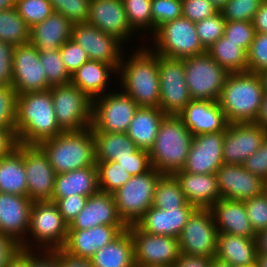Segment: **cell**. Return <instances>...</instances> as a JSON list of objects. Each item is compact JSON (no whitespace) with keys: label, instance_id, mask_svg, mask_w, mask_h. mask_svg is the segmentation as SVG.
Wrapping results in <instances>:
<instances>
[{"label":"cell","instance_id":"1","mask_svg":"<svg viewBox=\"0 0 267 267\" xmlns=\"http://www.w3.org/2000/svg\"><path fill=\"white\" fill-rule=\"evenodd\" d=\"M15 132L18 143L24 145H39L63 132L49 89L17 95Z\"/></svg>","mask_w":267,"mask_h":267},{"label":"cell","instance_id":"2","mask_svg":"<svg viewBox=\"0 0 267 267\" xmlns=\"http://www.w3.org/2000/svg\"><path fill=\"white\" fill-rule=\"evenodd\" d=\"M153 49L142 48L125 61L123 56L116 73H120L123 92L138 106L159 107V55Z\"/></svg>","mask_w":267,"mask_h":267},{"label":"cell","instance_id":"3","mask_svg":"<svg viewBox=\"0 0 267 267\" xmlns=\"http://www.w3.org/2000/svg\"><path fill=\"white\" fill-rule=\"evenodd\" d=\"M264 95L258 73H230L218 100L228 123L256 122Z\"/></svg>","mask_w":267,"mask_h":267},{"label":"cell","instance_id":"4","mask_svg":"<svg viewBox=\"0 0 267 267\" xmlns=\"http://www.w3.org/2000/svg\"><path fill=\"white\" fill-rule=\"evenodd\" d=\"M48 157L56 174L97 165L96 142L91 127L63 131L38 145Z\"/></svg>","mask_w":267,"mask_h":267},{"label":"cell","instance_id":"5","mask_svg":"<svg viewBox=\"0 0 267 267\" xmlns=\"http://www.w3.org/2000/svg\"><path fill=\"white\" fill-rule=\"evenodd\" d=\"M193 135L178 115H166L159 126L153 147L149 150L151 167L161 174L183 169Z\"/></svg>","mask_w":267,"mask_h":267},{"label":"cell","instance_id":"6","mask_svg":"<svg viewBox=\"0 0 267 267\" xmlns=\"http://www.w3.org/2000/svg\"><path fill=\"white\" fill-rule=\"evenodd\" d=\"M161 175L151 168L144 174L132 176L113 193L119 216L127 226L136 224L152 207L155 187Z\"/></svg>","mask_w":267,"mask_h":267},{"label":"cell","instance_id":"7","mask_svg":"<svg viewBox=\"0 0 267 267\" xmlns=\"http://www.w3.org/2000/svg\"><path fill=\"white\" fill-rule=\"evenodd\" d=\"M185 79L192 100L218 101L229 72L205 52L183 58Z\"/></svg>","mask_w":267,"mask_h":267},{"label":"cell","instance_id":"8","mask_svg":"<svg viewBox=\"0 0 267 267\" xmlns=\"http://www.w3.org/2000/svg\"><path fill=\"white\" fill-rule=\"evenodd\" d=\"M56 121L63 131H80L91 127L93 101L71 82L49 88Z\"/></svg>","mask_w":267,"mask_h":267},{"label":"cell","instance_id":"9","mask_svg":"<svg viewBox=\"0 0 267 267\" xmlns=\"http://www.w3.org/2000/svg\"><path fill=\"white\" fill-rule=\"evenodd\" d=\"M153 40L155 53L164 57L183 59L207 52L199 40L195 23L183 16L161 25L153 34Z\"/></svg>","mask_w":267,"mask_h":267},{"label":"cell","instance_id":"10","mask_svg":"<svg viewBox=\"0 0 267 267\" xmlns=\"http://www.w3.org/2000/svg\"><path fill=\"white\" fill-rule=\"evenodd\" d=\"M138 107L123 91L106 92L93 100L92 132L126 133Z\"/></svg>","mask_w":267,"mask_h":267},{"label":"cell","instance_id":"11","mask_svg":"<svg viewBox=\"0 0 267 267\" xmlns=\"http://www.w3.org/2000/svg\"><path fill=\"white\" fill-rule=\"evenodd\" d=\"M69 226L59 212L58 206L51 201L33 202L30 210L28 233L39 246V250L54 251L64 246ZM35 239V240H34ZM39 243V244H36Z\"/></svg>","mask_w":267,"mask_h":267},{"label":"cell","instance_id":"12","mask_svg":"<svg viewBox=\"0 0 267 267\" xmlns=\"http://www.w3.org/2000/svg\"><path fill=\"white\" fill-rule=\"evenodd\" d=\"M217 238L218 230L211 208H196L178 237L180 253L213 258Z\"/></svg>","mask_w":267,"mask_h":267},{"label":"cell","instance_id":"13","mask_svg":"<svg viewBox=\"0 0 267 267\" xmlns=\"http://www.w3.org/2000/svg\"><path fill=\"white\" fill-rule=\"evenodd\" d=\"M159 108L166 115H178L191 101L183 59L159 55Z\"/></svg>","mask_w":267,"mask_h":267},{"label":"cell","instance_id":"14","mask_svg":"<svg viewBox=\"0 0 267 267\" xmlns=\"http://www.w3.org/2000/svg\"><path fill=\"white\" fill-rule=\"evenodd\" d=\"M128 230L133 242L135 266L174 265L180 256L178 238L173 236L151 235L142 231L136 224Z\"/></svg>","mask_w":267,"mask_h":267},{"label":"cell","instance_id":"15","mask_svg":"<svg viewBox=\"0 0 267 267\" xmlns=\"http://www.w3.org/2000/svg\"><path fill=\"white\" fill-rule=\"evenodd\" d=\"M71 39L86 51L89 60L103 62L119 70L123 59L120 44L123 42L117 37L84 22L73 24Z\"/></svg>","mask_w":267,"mask_h":267},{"label":"cell","instance_id":"16","mask_svg":"<svg viewBox=\"0 0 267 267\" xmlns=\"http://www.w3.org/2000/svg\"><path fill=\"white\" fill-rule=\"evenodd\" d=\"M12 87L17 95L50 88L39 51L31 43L14 47Z\"/></svg>","mask_w":267,"mask_h":267},{"label":"cell","instance_id":"17","mask_svg":"<svg viewBox=\"0 0 267 267\" xmlns=\"http://www.w3.org/2000/svg\"><path fill=\"white\" fill-rule=\"evenodd\" d=\"M24 166L29 199L32 202L51 201L56 173L38 145H24Z\"/></svg>","mask_w":267,"mask_h":267},{"label":"cell","instance_id":"18","mask_svg":"<svg viewBox=\"0 0 267 267\" xmlns=\"http://www.w3.org/2000/svg\"><path fill=\"white\" fill-rule=\"evenodd\" d=\"M267 136V131L255 122L229 123L223 143V162L242 165L256 152Z\"/></svg>","mask_w":267,"mask_h":267},{"label":"cell","instance_id":"19","mask_svg":"<svg viewBox=\"0 0 267 267\" xmlns=\"http://www.w3.org/2000/svg\"><path fill=\"white\" fill-rule=\"evenodd\" d=\"M32 204L28 196L0 192V233L16 240L22 250L28 251L36 250L26 239Z\"/></svg>","mask_w":267,"mask_h":267},{"label":"cell","instance_id":"20","mask_svg":"<svg viewBox=\"0 0 267 267\" xmlns=\"http://www.w3.org/2000/svg\"><path fill=\"white\" fill-rule=\"evenodd\" d=\"M215 174L223 199L244 202L267 190V182L247 171L242 165L223 163Z\"/></svg>","mask_w":267,"mask_h":267},{"label":"cell","instance_id":"21","mask_svg":"<svg viewBox=\"0 0 267 267\" xmlns=\"http://www.w3.org/2000/svg\"><path fill=\"white\" fill-rule=\"evenodd\" d=\"M225 131L193 136L183 171L193 174H215L223 162Z\"/></svg>","mask_w":267,"mask_h":267},{"label":"cell","instance_id":"22","mask_svg":"<svg viewBox=\"0 0 267 267\" xmlns=\"http://www.w3.org/2000/svg\"><path fill=\"white\" fill-rule=\"evenodd\" d=\"M127 228L128 226L98 225L84 230H68L62 250L71 256L90 260L98 250Z\"/></svg>","mask_w":267,"mask_h":267},{"label":"cell","instance_id":"23","mask_svg":"<svg viewBox=\"0 0 267 267\" xmlns=\"http://www.w3.org/2000/svg\"><path fill=\"white\" fill-rule=\"evenodd\" d=\"M98 225L127 226L119 216L113 194L100 190L88 197L85 207L68 230H84Z\"/></svg>","mask_w":267,"mask_h":267},{"label":"cell","instance_id":"24","mask_svg":"<svg viewBox=\"0 0 267 267\" xmlns=\"http://www.w3.org/2000/svg\"><path fill=\"white\" fill-rule=\"evenodd\" d=\"M178 116L193 136L225 131L229 124L218 101L192 100Z\"/></svg>","mask_w":267,"mask_h":267},{"label":"cell","instance_id":"25","mask_svg":"<svg viewBox=\"0 0 267 267\" xmlns=\"http://www.w3.org/2000/svg\"><path fill=\"white\" fill-rule=\"evenodd\" d=\"M87 22L124 43L134 32L129 26L122 0H90Z\"/></svg>","mask_w":267,"mask_h":267},{"label":"cell","instance_id":"26","mask_svg":"<svg viewBox=\"0 0 267 267\" xmlns=\"http://www.w3.org/2000/svg\"><path fill=\"white\" fill-rule=\"evenodd\" d=\"M196 209L191 203L183 208L160 209L150 207L136 225L151 235L173 236L178 238L183 227Z\"/></svg>","mask_w":267,"mask_h":267},{"label":"cell","instance_id":"27","mask_svg":"<svg viewBox=\"0 0 267 267\" xmlns=\"http://www.w3.org/2000/svg\"><path fill=\"white\" fill-rule=\"evenodd\" d=\"M173 175L178 180L186 201L196 208H211L221 199L216 174H193L180 170Z\"/></svg>","mask_w":267,"mask_h":267},{"label":"cell","instance_id":"28","mask_svg":"<svg viewBox=\"0 0 267 267\" xmlns=\"http://www.w3.org/2000/svg\"><path fill=\"white\" fill-rule=\"evenodd\" d=\"M73 23L54 11L44 21L30 28L29 43L38 51H54L71 38Z\"/></svg>","mask_w":267,"mask_h":267},{"label":"cell","instance_id":"29","mask_svg":"<svg viewBox=\"0 0 267 267\" xmlns=\"http://www.w3.org/2000/svg\"><path fill=\"white\" fill-rule=\"evenodd\" d=\"M211 210L218 232L256 238L244 202L221 198Z\"/></svg>","mask_w":267,"mask_h":267},{"label":"cell","instance_id":"30","mask_svg":"<svg viewBox=\"0 0 267 267\" xmlns=\"http://www.w3.org/2000/svg\"><path fill=\"white\" fill-rule=\"evenodd\" d=\"M99 190L97 165L76 169L55 175L51 202L55 203L57 200L71 195L89 197Z\"/></svg>","mask_w":267,"mask_h":267},{"label":"cell","instance_id":"31","mask_svg":"<svg viewBox=\"0 0 267 267\" xmlns=\"http://www.w3.org/2000/svg\"><path fill=\"white\" fill-rule=\"evenodd\" d=\"M257 255L256 238L218 232L216 258L237 267L256 265Z\"/></svg>","mask_w":267,"mask_h":267},{"label":"cell","instance_id":"32","mask_svg":"<svg viewBox=\"0 0 267 267\" xmlns=\"http://www.w3.org/2000/svg\"><path fill=\"white\" fill-rule=\"evenodd\" d=\"M166 114L159 107L139 106L126 132L139 149L149 151Z\"/></svg>","mask_w":267,"mask_h":267},{"label":"cell","instance_id":"33","mask_svg":"<svg viewBox=\"0 0 267 267\" xmlns=\"http://www.w3.org/2000/svg\"><path fill=\"white\" fill-rule=\"evenodd\" d=\"M114 71L117 72L112 65L88 60L71 75V83L93 101L105 94L110 72L115 73Z\"/></svg>","mask_w":267,"mask_h":267},{"label":"cell","instance_id":"34","mask_svg":"<svg viewBox=\"0 0 267 267\" xmlns=\"http://www.w3.org/2000/svg\"><path fill=\"white\" fill-rule=\"evenodd\" d=\"M0 192L27 196V179L24 166V144L0 159Z\"/></svg>","mask_w":267,"mask_h":267},{"label":"cell","instance_id":"35","mask_svg":"<svg viewBox=\"0 0 267 267\" xmlns=\"http://www.w3.org/2000/svg\"><path fill=\"white\" fill-rule=\"evenodd\" d=\"M90 260L93 267H136L128 228L98 250Z\"/></svg>","mask_w":267,"mask_h":267},{"label":"cell","instance_id":"36","mask_svg":"<svg viewBox=\"0 0 267 267\" xmlns=\"http://www.w3.org/2000/svg\"><path fill=\"white\" fill-rule=\"evenodd\" d=\"M96 142L97 161H117L132 157L138 147L126 133L93 132Z\"/></svg>","mask_w":267,"mask_h":267},{"label":"cell","instance_id":"37","mask_svg":"<svg viewBox=\"0 0 267 267\" xmlns=\"http://www.w3.org/2000/svg\"><path fill=\"white\" fill-rule=\"evenodd\" d=\"M207 53L229 73L248 71L247 53L224 36L211 45Z\"/></svg>","mask_w":267,"mask_h":267},{"label":"cell","instance_id":"38","mask_svg":"<svg viewBox=\"0 0 267 267\" xmlns=\"http://www.w3.org/2000/svg\"><path fill=\"white\" fill-rule=\"evenodd\" d=\"M187 203L176 177L172 174H162L155 187L152 206L168 210L183 208Z\"/></svg>","mask_w":267,"mask_h":267},{"label":"cell","instance_id":"39","mask_svg":"<svg viewBox=\"0 0 267 267\" xmlns=\"http://www.w3.org/2000/svg\"><path fill=\"white\" fill-rule=\"evenodd\" d=\"M30 27L15 8L0 11V41L15 46L28 44Z\"/></svg>","mask_w":267,"mask_h":267},{"label":"cell","instance_id":"40","mask_svg":"<svg viewBox=\"0 0 267 267\" xmlns=\"http://www.w3.org/2000/svg\"><path fill=\"white\" fill-rule=\"evenodd\" d=\"M100 191L114 193L122 187L132 175L116 161H97Z\"/></svg>","mask_w":267,"mask_h":267},{"label":"cell","instance_id":"41","mask_svg":"<svg viewBox=\"0 0 267 267\" xmlns=\"http://www.w3.org/2000/svg\"><path fill=\"white\" fill-rule=\"evenodd\" d=\"M39 58L49 87L71 82V75L64 65L59 49L45 52L39 51Z\"/></svg>","mask_w":267,"mask_h":267},{"label":"cell","instance_id":"42","mask_svg":"<svg viewBox=\"0 0 267 267\" xmlns=\"http://www.w3.org/2000/svg\"><path fill=\"white\" fill-rule=\"evenodd\" d=\"M129 26L134 31L139 28L147 31L149 28L153 35V20L151 12L152 0H122Z\"/></svg>","mask_w":267,"mask_h":267},{"label":"cell","instance_id":"43","mask_svg":"<svg viewBox=\"0 0 267 267\" xmlns=\"http://www.w3.org/2000/svg\"><path fill=\"white\" fill-rule=\"evenodd\" d=\"M15 9L30 28L54 12L49 0H16Z\"/></svg>","mask_w":267,"mask_h":267},{"label":"cell","instance_id":"44","mask_svg":"<svg viewBox=\"0 0 267 267\" xmlns=\"http://www.w3.org/2000/svg\"><path fill=\"white\" fill-rule=\"evenodd\" d=\"M226 22L222 13L218 11L216 14L195 23L199 40L206 50L224 35Z\"/></svg>","mask_w":267,"mask_h":267},{"label":"cell","instance_id":"45","mask_svg":"<svg viewBox=\"0 0 267 267\" xmlns=\"http://www.w3.org/2000/svg\"><path fill=\"white\" fill-rule=\"evenodd\" d=\"M264 0H228L220 10L226 21H250Z\"/></svg>","mask_w":267,"mask_h":267},{"label":"cell","instance_id":"46","mask_svg":"<svg viewBox=\"0 0 267 267\" xmlns=\"http://www.w3.org/2000/svg\"><path fill=\"white\" fill-rule=\"evenodd\" d=\"M153 34L164 23L182 16V0H152Z\"/></svg>","mask_w":267,"mask_h":267},{"label":"cell","instance_id":"47","mask_svg":"<svg viewBox=\"0 0 267 267\" xmlns=\"http://www.w3.org/2000/svg\"><path fill=\"white\" fill-rule=\"evenodd\" d=\"M53 11L61 13L73 24L84 23L89 19L90 0H49Z\"/></svg>","mask_w":267,"mask_h":267},{"label":"cell","instance_id":"48","mask_svg":"<svg viewBox=\"0 0 267 267\" xmlns=\"http://www.w3.org/2000/svg\"><path fill=\"white\" fill-rule=\"evenodd\" d=\"M255 34V29L250 21H227L223 36L236 43L247 53Z\"/></svg>","mask_w":267,"mask_h":267},{"label":"cell","instance_id":"49","mask_svg":"<svg viewBox=\"0 0 267 267\" xmlns=\"http://www.w3.org/2000/svg\"><path fill=\"white\" fill-rule=\"evenodd\" d=\"M244 205L254 232L257 234L259 231L267 229V190L244 201Z\"/></svg>","mask_w":267,"mask_h":267},{"label":"cell","instance_id":"50","mask_svg":"<svg viewBox=\"0 0 267 267\" xmlns=\"http://www.w3.org/2000/svg\"><path fill=\"white\" fill-rule=\"evenodd\" d=\"M248 71L259 73L267 70V33H256L247 52Z\"/></svg>","mask_w":267,"mask_h":267},{"label":"cell","instance_id":"51","mask_svg":"<svg viewBox=\"0 0 267 267\" xmlns=\"http://www.w3.org/2000/svg\"><path fill=\"white\" fill-rule=\"evenodd\" d=\"M16 99L12 86H0V128L15 127Z\"/></svg>","mask_w":267,"mask_h":267},{"label":"cell","instance_id":"52","mask_svg":"<svg viewBox=\"0 0 267 267\" xmlns=\"http://www.w3.org/2000/svg\"><path fill=\"white\" fill-rule=\"evenodd\" d=\"M59 50L64 65L70 75L89 60L86 51L71 38Z\"/></svg>","mask_w":267,"mask_h":267},{"label":"cell","instance_id":"53","mask_svg":"<svg viewBox=\"0 0 267 267\" xmlns=\"http://www.w3.org/2000/svg\"><path fill=\"white\" fill-rule=\"evenodd\" d=\"M218 12L209 0H182V16L196 23Z\"/></svg>","mask_w":267,"mask_h":267},{"label":"cell","instance_id":"54","mask_svg":"<svg viewBox=\"0 0 267 267\" xmlns=\"http://www.w3.org/2000/svg\"><path fill=\"white\" fill-rule=\"evenodd\" d=\"M116 162L132 176L144 174L152 168L149 151L139 148L132 153V157L118 158Z\"/></svg>","mask_w":267,"mask_h":267},{"label":"cell","instance_id":"55","mask_svg":"<svg viewBox=\"0 0 267 267\" xmlns=\"http://www.w3.org/2000/svg\"><path fill=\"white\" fill-rule=\"evenodd\" d=\"M242 166L253 175L267 182V136L259 149L248 157Z\"/></svg>","mask_w":267,"mask_h":267},{"label":"cell","instance_id":"56","mask_svg":"<svg viewBox=\"0 0 267 267\" xmlns=\"http://www.w3.org/2000/svg\"><path fill=\"white\" fill-rule=\"evenodd\" d=\"M87 199L88 197L85 196L71 195L69 197L61 198L55 202L59 208V212L68 226L85 207Z\"/></svg>","mask_w":267,"mask_h":267},{"label":"cell","instance_id":"57","mask_svg":"<svg viewBox=\"0 0 267 267\" xmlns=\"http://www.w3.org/2000/svg\"><path fill=\"white\" fill-rule=\"evenodd\" d=\"M14 46L0 41V86H12Z\"/></svg>","mask_w":267,"mask_h":267},{"label":"cell","instance_id":"58","mask_svg":"<svg viewBox=\"0 0 267 267\" xmlns=\"http://www.w3.org/2000/svg\"><path fill=\"white\" fill-rule=\"evenodd\" d=\"M21 250L16 240L0 233V267H7Z\"/></svg>","mask_w":267,"mask_h":267},{"label":"cell","instance_id":"59","mask_svg":"<svg viewBox=\"0 0 267 267\" xmlns=\"http://www.w3.org/2000/svg\"><path fill=\"white\" fill-rule=\"evenodd\" d=\"M18 145L15 127L0 128V159L10 155Z\"/></svg>","mask_w":267,"mask_h":267},{"label":"cell","instance_id":"60","mask_svg":"<svg viewBox=\"0 0 267 267\" xmlns=\"http://www.w3.org/2000/svg\"><path fill=\"white\" fill-rule=\"evenodd\" d=\"M33 253L30 251V267H61V259L53 251L42 250V255Z\"/></svg>","mask_w":267,"mask_h":267},{"label":"cell","instance_id":"61","mask_svg":"<svg viewBox=\"0 0 267 267\" xmlns=\"http://www.w3.org/2000/svg\"><path fill=\"white\" fill-rule=\"evenodd\" d=\"M213 258L180 254L174 267H210Z\"/></svg>","mask_w":267,"mask_h":267},{"label":"cell","instance_id":"62","mask_svg":"<svg viewBox=\"0 0 267 267\" xmlns=\"http://www.w3.org/2000/svg\"><path fill=\"white\" fill-rule=\"evenodd\" d=\"M53 252L61 259V267H93L89 259L71 256L62 249L54 250Z\"/></svg>","mask_w":267,"mask_h":267},{"label":"cell","instance_id":"63","mask_svg":"<svg viewBox=\"0 0 267 267\" xmlns=\"http://www.w3.org/2000/svg\"><path fill=\"white\" fill-rule=\"evenodd\" d=\"M256 33H267V0H264L252 20Z\"/></svg>","mask_w":267,"mask_h":267},{"label":"cell","instance_id":"64","mask_svg":"<svg viewBox=\"0 0 267 267\" xmlns=\"http://www.w3.org/2000/svg\"><path fill=\"white\" fill-rule=\"evenodd\" d=\"M7 267H30V251L21 250Z\"/></svg>","mask_w":267,"mask_h":267},{"label":"cell","instance_id":"65","mask_svg":"<svg viewBox=\"0 0 267 267\" xmlns=\"http://www.w3.org/2000/svg\"><path fill=\"white\" fill-rule=\"evenodd\" d=\"M255 123L267 131V93L263 95L260 112Z\"/></svg>","mask_w":267,"mask_h":267},{"label":"cell","instance_id":"66","mask_svg":"<svg viewBox=\"0 0 267 267\" xmlns=\"http://www.w3.org/2000/svg\"><path fill=\"white\" fill-rule=\"evenodd\" d=\"M258 254L267 255V229H263L256 234Z\"/></svg>","mask_w":267,"mask_h":267},{"label":"cell","instance_id":"67","mask_svg":"<svg viewBox=\"0 0 267 267\" xmlns=\"http://www.w3.org/2000/svg\"><path fill=\"white\" fill-rule=\"evenodd\" d=\"M16 6V0H0V11L13 9Z\"/></svg>","mask_w":267,"mask_h":267},{"label":"cell","instance_id":"68","mask_svg":"<svg viewBox=\"0 0 267 267\" xmlns=\"http://www.w3.org/2000/svg\"><path fill=\"white\" fill-rule=\"evenodd\" d=\"M210 267H233L230 263L222 261L216 257H213Z\"/></svg>","mask_w":267,"mask_h":267},{"label":"cell","instance_id":"69","mask_svg":"<svg viewBox=\"0 0 267 267\" xmlns=\"http://www.w3.org/2000/svg\"><path fill=\"white\" fill-rule=\"evenodd\" d=\"M256 267H267V255L266 254L257 255Z\"/></svg>","mask_w":267,"mask_h":267},{"label":"cell","instance_id":"70","mask_svg":"<svg viewBox=\"0 0 267 267\" xmlns=\"http://www.w3.org/2000/svg\"><path fill=\"white\" fill-rule=\"evenodd\" d=\"M258 75L262 82L263 91L267 93V70L259 72Z\"/></svg>","mask_w":267,"mask_h":267},{"label":"cell","instance_id":"71","mask_svg":"<svg viewBox=\"0 0 267 267\" xmlns=\"http://www.w3.org/2000/svg\"><path fill=\"white\" fill-rule=\"evenodd\" d=\"M220 11L228 0H209Z\"/></svg>","mask_w":267,"mask_h":267},{"label":"cell","instance_id":"72","mask_svg":"<svg viewBox=\"0 0 267 267\" xmlns=\"http://www.w3.org/2000/svg\"><path fill=\"white\" fill-rule=\"evenodd\" d=\"M141 267H174V265H152V266H141Z\"/></svg>","mask_w":267,"mask_h":267},{"label":"cell","instance_id":"73","mask_svg":"<svg viewBox=\"0 0 267 267\" xmlns=\"http://www.w3.org/2000/svg\"><path fill=\"white\" fill-rule=\"evenodd\" d=\"M237 267H256V265H243V266H237Z\"/></svg>","mask_w":267,"mask_h":267}]
</instances>
